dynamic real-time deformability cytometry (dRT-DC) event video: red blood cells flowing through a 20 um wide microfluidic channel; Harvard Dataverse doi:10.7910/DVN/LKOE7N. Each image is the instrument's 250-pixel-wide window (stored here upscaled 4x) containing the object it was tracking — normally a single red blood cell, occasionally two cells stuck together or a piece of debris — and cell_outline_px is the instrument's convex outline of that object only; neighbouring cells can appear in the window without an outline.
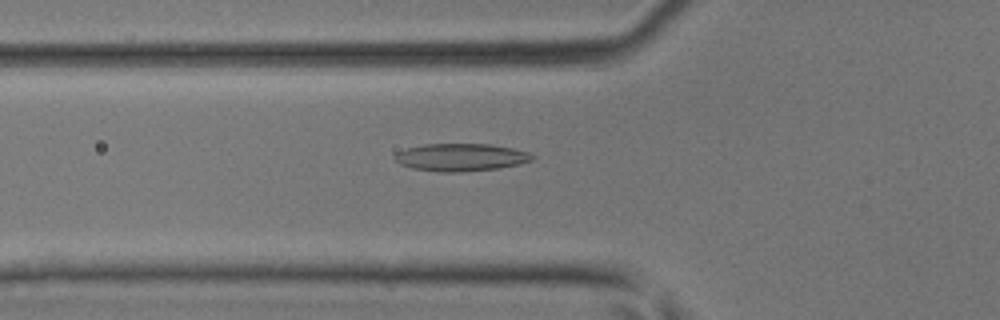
{"species": "common noctule bat (a hibernating species)", "species_latin": "Nyctalus noctula", "temperature_condition": "room temperature", "stored_images_in_passage": 34, "camera_frame_rate_fps": 3000, "um_per_image_px": 0.085, "animal": {"sex": "male", "body_mass_g": 17.9, "forearm_length_mm": 54.2}, "frame": {"image": 1, "passage_image": 6, "time_ms": 1.667, "image_size_px": [1000, 320], "cell_outline_px": [[536, 156], [532, 160], [520, 164], [500, 168], [464, 172], [440, 172], [412, 168], [400, 164], [392, 156], [396, 152], [408, 148], [424, 144], [492, 144], [512, 148], [528, 152]], "centroid_in_image_um": [39.18, 13.37], "position_along_channel_um": 86.6, "area_um2": 22.25}}
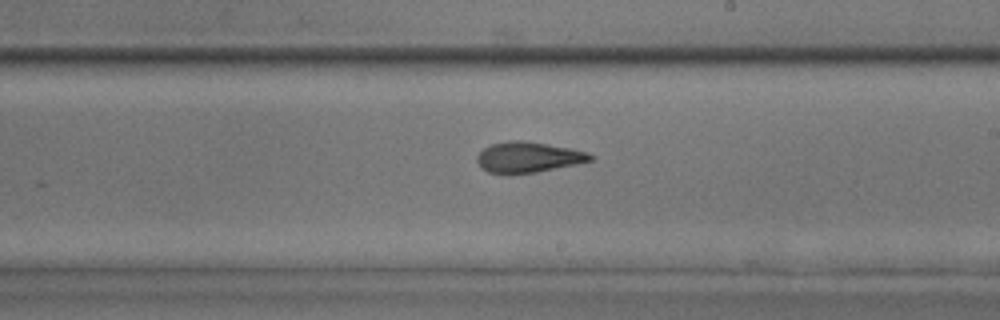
{"frame": {"image": 2, "passage_image": 16, "time_ms": 5.0, "image_size_px": [1000, 320], "cell_outline_px": [[596, 156], [592, 160], [576, 164], [536, 172], [508, 176], [488, 172], [480, 168], [476, 160], [476, 156], [484, 148], [492, 144], [508, 140], [524, 140], [572, 148], [588, 152]], "centroid_in_image_um": [44.87, 13.38], "position_along_channel_um": 244.1, "area_um2": 20.75}}
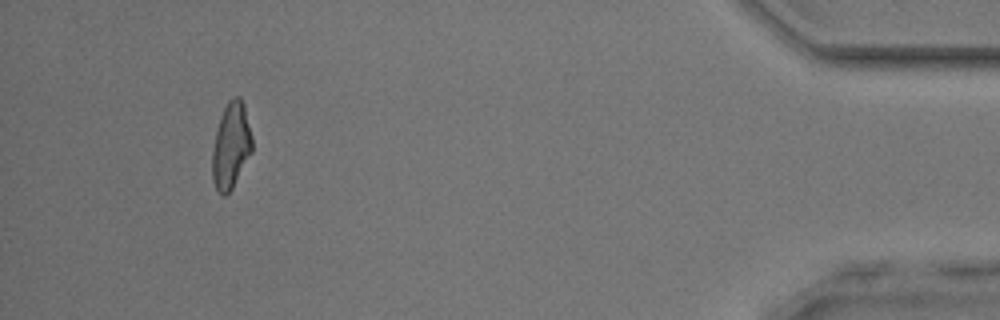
{"frame": {"image": 3, "passage_image": 31, "time_ms": 10.0, "image_size_px": [1000, 320], "cell_outline_px": [[252, 152], [232, 188], [224, 196], [220, 196], [212, 180], [212, 148], [220, 116], [228, 100], [232, 96], [240, 96], [244, 104], [252, 136]], "centroid_in_image_um": [19.63, 12.37], "position_along_channel_um": 415.6, "area_um2": 20.11}}